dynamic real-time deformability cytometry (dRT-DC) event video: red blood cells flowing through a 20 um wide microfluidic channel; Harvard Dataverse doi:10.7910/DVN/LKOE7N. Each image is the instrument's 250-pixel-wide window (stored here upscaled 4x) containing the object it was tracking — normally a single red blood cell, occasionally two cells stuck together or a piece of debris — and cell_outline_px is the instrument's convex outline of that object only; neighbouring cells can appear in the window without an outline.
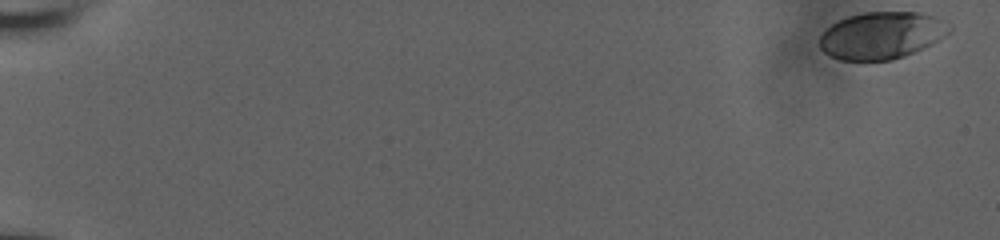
{"species": "human", "species_latin": "Homo sapiens", "temperature_condition": "room temperature", "stored_images_in_passage": 53, "camera_frame_rate_fps": 3000, "um_per_image_px": 0.085, "donor": {"sex": "male"}, "frame": {"image": 1, "passage_image": 1, "time_ms": 0.0, "image_size_px": [1000, 240], "cell_outline_px": [[952, 28], [944, 36], [904, 56], [892, 60], [840, 60], [824, 52], [820, 48], [820, 36], [832, 24], [848, 16], [864, 12], [920, 12], [932, 16]], "centroid_in_image_um": [74.88, 3.01], "position_along_channel_um": 10.1, "area_um2": 34.85}}
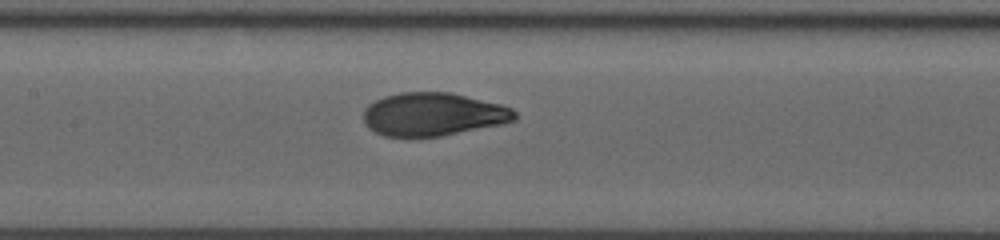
{"frame": {"image": 2, "passage_image": 30, "time_ms": 9.667, "image_size_px": [1000, 240], "cell_outline_px": [[516, 120], [500, 124], [440, 136], [384, 136], [368, 128], [364, 124], [364, 108], [368, 104], [384, 96], [400, 92], [452, 92], [500, 104], [512, 108], [516, 112]], "centroid_in_image_um": [36.79, 9.7], "position_along_channel_um": 170.6, "area_um2": 37.97}}
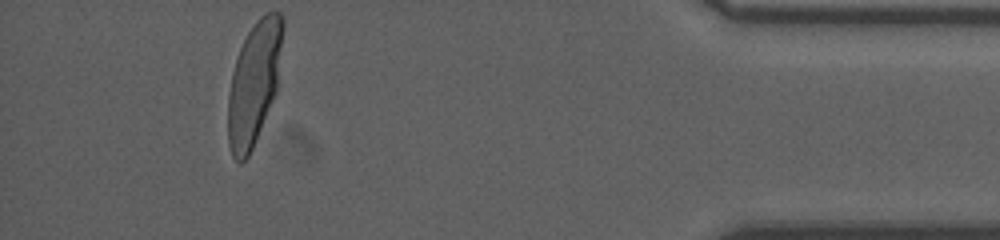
{"frame": {"image": 3, "passage_image": 53, "time_ms": 17.333, "image_size_px": [1000, 240], "cell_outline_px": [[284, 28], [276, 92], [252, 148], [248, 156], [240, 164], [232, 156], [228, 144], [228, 96], [232, 72], [240, 48], [248, 32], [256, 20], [260, 16], [268, 12], [280, 12], [284, 16]], "centroid_in_image_um": [21.6, 7.04], "position_along_channel_um": 413.6, "area_um2": 39.02}, "authors_computed_cell_mechanics": {"area_um2": 37.9746, "velocity_mm_per_s": 3.8077, "shape_relaxation_time_tau1_ms": 4.4863, "shape_relaxation_time_tau2_ms": null, "deformation_change_tau1": 0.1929, "deformation_change_tau2": null}}